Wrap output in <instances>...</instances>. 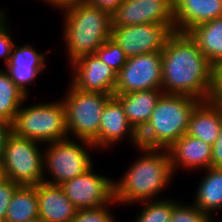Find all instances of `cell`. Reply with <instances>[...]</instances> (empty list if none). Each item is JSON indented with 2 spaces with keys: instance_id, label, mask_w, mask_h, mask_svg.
Here are the masks:
<instances>
[{
  "instance_id": "6da1fadb",
  "label": "cell",
  "mask_w": 222,
  "mask_h": 222,
  "mask_svg": "<svg viewBox=\"0 0 222 222\" xmlns=\"http://www.w3.org/2000/svg\"><path fill=\"white\" fill-rule=\"evenodd\" d=\"M164 94L212 100L216 88V68L203 55L188 33L173 31L161 51Z\"/></svg>"
},
{
  "instance_id": "7a4b0ae2",
  "label": "cell",
  "mask_w": 222,
  "mask_h": 222,
  "mask_svg": "<svg viewBox=\"0 0 222 222\" xmlns=\"http://www.w3.org/2000/svg\"><path fill=\"white\" fill-rule=\"evenodd\" d=\"M137 148L144 155L136 159L121 179L113 181L114 200L117 204L154 200L173 178L167 149Z\"/></svg>"
},
{
  "instance_id": "3957f363",
  "label": "cell",
  "mask_w": 222,
  "mask_h": 222,
  "mask_svg": "<svg viewBox=\"0 0 222 222\" xmlns=\"http://www.w3.org/2000/svg\"><path fill=\"white\" fill-rule=\"evenodd\" d=\"M64 40L69 64L96 50L112 32V14L79 2L64 8Z\"/></svg>"
},
{
  "instance_id": "277c9868",
  "label": "cell",
  "mask_w": 222,
  "mask_h": 222,
  "mask_svg": "<svg viewBox=\"0 0 222 222\" xmlns=\"http://www.w3.org/2000/svg\"><path fill=\"white\" fill-rule=\"evenodd\" d=\"M201 102L190 96L163 93L150 120L139 133V146L168 149L186 134L191 115Z\"/></svg>"
},
{
  "instance_id": "5b68a950",
  "label": "cell",
  "mask_w": 222,
  "mask_h": 222,
  "mask_svg": "<svg viewBox=\"0 0 222 222\" xmlns=\"http://www.w3.org/2000/svg\"><path fill=\"white\" fill-rule=\"evenodd\" d=\"M21 107L11 124L14 134L43 145L69 138L62 99L58 102Z\"/></svg>"
},
{
  "instance_id": "8992f818",
  "label": "cell",
  "mask_w": 222,
  "mask_h": 222,
  "mask_svg": "<svg viewBox=\"0 0 222 222\" xmlns=\"http://www.w3.org/2000/svg\"><path fill=\"white\" fill-rule=\"evenodd\" d=\"M63 97L65 106L66 128L77 140L91 142L98 149V132L101 115L107 101L113 95L101 92L83 91L72 84Z\"/></svg>"
},
{
  "instance_id": "52a82bcc",
  "label": "cell",
  "mask_w": 222,
  "mask_h": 222,
  "mask_svg": "<svg viewBox=\"0 0 222 222\" xmlns=\"http://www.w3.org/2000/svg\"><path fill=\"white\" fill-rule=\"evenodd\" d=\"M80 143L71 140L69 136V138L47 144L44 150V182L60 185L86 173L93 167L90 150L87 149H94L95 146L84 140H80ZM45 171L50 173L51 180H47Z\"/></svg>"
},
{
  "instance_id": "ba28073f",
  "label": "cell",
  "mask_w": 222,
  "mask_h": 222,
  "mask_svg": "<svg viewBox=\"0 0 222 222\" xmlns=\"http://www.w3.org/2000/svg\"><path fill=\"white\" fill-rule=\"evenodd\" d=\"M38 144L13 132L9 135L1 159L6 178L21 186H35L44 181V152Z\"/></svg>"
},
{
  "instance_id": "9c48e42d",
  "label": "cell",
  "mask_w": 222,
  "mask_h": 222,
  "mask_svg": "<svg viewBox=\"0 0 222 222\" xmlns=\"http://www.w3.org/2000/svg\"><path fill=\"white\" fill-rule=\"evenodd\" d=\"M161 52L145 53L127 58L116 74L115 94L161 89Z\"/></svg>"
},
{
  "instance_id": "30bf717a",
  "label": "cell",
  "mask_w": 222,
  "mask_h": 222,
  "mask_svg": "<svg viewBox=\"0 0 222 222\" xmlns=\"http://www.w3.org/2000/svg\"><path fill=\"white\" fill-rule=\"evenodd\" d=\"M173 31L160 23L130 26H112L111 39L124 51L127 58L153 52H161Z\"/></svg>"
},
{
  "instance_id": "8fae6325",
  "label": "cell",
  "mask_w": 222,
  "mask_h": 222,
  "mask_svg": "<svg viewBox=\"0 0 222 222\" xmlns=\"http://www.w3.org/2000/svg\"><path fill=\"white\" fill-rule=\"evenodd\" d=\"M111 178L96 174L93 167L86 173L60 184L67 198L77 209L98 208L114 204Z\"/></svg>"
},
{
  "instance_id": "7c38bea8",
  "label": "cell",
  "mask_w": 222,
  "mask_h": 222,
  "mask_svg": "<svg viewBox=\"0 0 222 222\" xmlns=\"http://www.w3.org/2000/svg\"><path fill=\"white\" fill-rule=\"evenodd\" d=\"M166 24L175 31L173 0H124L112 13V26Z\"/></svg>"
},
{
  "instance_id": "4fadbf2b",
  "label": "cell",
  "mask_w": 222,
  "mask_h": 222,
  "mask_svg": "<svg viewBox=\"0 0 222 222\" xmlns=\"http://www.w3.org/2000/svg\"><path fill=\"white\" fill-rule=\"evenodd\" d=\"M70 65L74 71L71 84L76 89L114 95L116 73L96 54L82 56Z\"/></svg>"
},
{
  "instance_id": "5bb4252c",
  "label": "cell",
  "mask_w": 222,
  "mask_h": 222,
  "mask_svg": "<svg viewBox=\"0 0 222 222\" xmlns=\"http://www.w3.org/2000/svg\"><path fill=\"white\" fill-rule=\"evenodd\" d=\"M16 44L12 47V53L5 71L15 85L28 96L27 85L33 84L36 76L45 69V56L48 55V52L38 53L29 44L23 46Z\"/></svg>"
},
{
  "instance_id": "9a60e30c",
  "label": "cell",
  "mask_w": 222,
  "mask_h": 222,
  "mask_svg": "<svg viewBox=\"0 0 222 222\" xmlns=\"http://www.w3.org/2000/svg\"><path fill=\"white\" fill-rule=\"evenodd\" d=\"M126 135L131 139L134 146H139V134L130 125L122 104L112 96L102 111L98 132V148L104 149L109 145H116L120 140L125 139Z\"/></svg>"
},
{
  "instance_id": "2e32d148",
  "label": "cell",
  "mask_w": 222,
  "mask_h": 222,
  "mask_svg": "<svg viewBox=\"0 0 222 222\" xmlns=\"http://www.w3.org/2000/svg\"><path fill=\"white\" fill-rule=\"evenodd\" d=\"M172 172L176 168L206 169L212 167V145L201 139L184 134L168 149Z\"/></svg>"
},
{
  "instance_id": "e0dca14e",
  "label": "cell",
  "mask_w": 222,
  "mask_h": 222,
  "mask_svg": "<svg viewBox=\"0 0 222 222\" xmlns=\"http://www.w3.org/2000/svg\"><path fill=\"white\" fill-rule=\"evenodd\" d=\"M39 219L43 222H72L77 208L60 185L41 182L37 185Z\"/></svg>"
},
{
  "instance_id": "ac0fdd59",
  "label": "cell",
  "mask_w": 222,
  "mask_h": 222,
  "mask_svg": "<svg viewBox=\"0 0 222 222\" xmlns=\"http://www.w3.org/2000/svg\"><path fill=\"white\" fill-rule=\"evenodd\" d=\"M175 31L187 33L193 27L222 17V0H173Z\"/></svg>"
},
{
  "instance_id": "d6986e66",
  "label": "cell",
  "mask_w": 222,
  "mask_h": 222,
  "mask_svg": "<svg viewBox=\"0 0 222 222\" xmlns=\"http://www.w3.org/2000/svg\"><path fill=\"white\" fill-rule=\"evenodd\" d=\"M162 94V89H151L113 96L122 104L130 125L139 134L150 120L156 103Z\"/></svg>"
},
{
  "instance_id": "ffe728a7",
  "label": "cell",
  "mask_w": 222,
  "mask_h": 222,
  "mask_svg": "<svg viewBox=\"0 0 222 222\" xmlns=\"http://www.w3.org/2000/svg\"><path fill=\"white\" fill-rule=\"evenodd\" d=\"M222 126V105L215 99L202 101L193 111L186 134L213 145Z\"/></svg>"
},
{
  "instance_id": "44dd1931",
  "label": "cell",
  "mask_w": 222,
  "mask_h": 222,
  "mask_svg": "<svg viewBox=\"0 0 222 222\" xmlns=\"http://www.w3.org/2000/svg\"><path fill=\"white\" fill-rule=\"evenodd\" d=\"M187 33L216 69L222 65V17L199 24Z\"/></svg>"
},
{
  "instance_id": "7402d4cb",
  "label": "cell",
  "mask_w": 222,
  "mask_h": 222,
  "mask_svg": "<svg viewBox=\"0 0 222 222\" xmlns=\"http://www.w3.org/2000/svg\"><path fill=\"white\" fill-rule=\"evenodd\" d=\"M206 170L193 204L212 218L211 212L222 209V168L209 167Z\"/></svg>"
},
{
  "instance_id": "603a6c76",
  "label": "cell",
  "mask_w": 222,
  "mask_h": 222,
  "mask_svg": "<svg viewBox=\"0 0 222 222\" xmlns=\"http://www.w3.org/2000/svg\"><path fill=\"white\" fill-rule=\"evenodd\" d=\"M36 218H39L37 185H20L11 197L4 222H24Z\"/></svg>"
},
{
  "instance_id": "cb8c5ba5",
  "label": "cell",
  "mask_w": 222,
  "mask_h": 222,
  "mask_svg": "<svg viewBox=\"0 0 222 222\" xmlns=\"http://www.w3.org/2000/svg\"><path fill=\"white\" fill-rule=\"evenodd\" d=\"M28 97L15 85L8 73L0 69V120L12 124L20 106Z\"/></svg>"
},
{
  "instance_id": "d4e9b609",
  "label": "cell",
  "mask_w": 222,
  "mask_h": 222,
  "mask_svg": "<svg viewBox=\"0 0 222 222\" xmlns=\"http://www.w3.org/2000/svg\"><path fill=\"white\" fill-rule=\"evenodd\" d=\"M143 209L134 222H170L176 202L170 199H154L142 201Z\"/></svg>"
},
{
  "instance_id": "484cf974",
  "label": "cell",
  "mask_w": 222,
  "mask_h": 222,
  "mask_svg": "<svg viewBox=\"0 0 222 222\" xmlns=\"http://www.w3.org/2000/svg\"><path fill=\"white\" fill-rule=\"evenodd\" d=\"M101 61L111 67L117 74L126 63L127 57L123 49L111 38L107 39L95 52Z\"/></svg>"
},
{
  "instance_id": "4316f807",
  "label": "cell",
  "mask_w": 222,
  "mask_h": 222,
  "mask_svg": "<svg viewBox=\"0 0 222 222\" xmlns=\"http://www.w3.org/2000/svg\"><path fill=\"white\" fill-rule=\"evenodd\" d=\"M170 222H213V218H210L192 203L191 205H184L176 201Z\"/></svg>"
},
{
  "instance_id": "83f0119b",
  "label": "cell",
  "mask_w": 222,
  "mask_h": 222,
  "mask_svg": "<svg viewBox=\"0 0 222 222\" xmlns=\"http://www.w3.org/2000/svg\"><path fill=\"white\" fill-rule=\"evenodd\" d=\"M106 204L98 208L78 209L72 222H115V218Z\"/></svg>"
},
{
  "instance_id": "f1b7e54d",
  "label": "cell",
  "mask_w": 222,
  "mask_h": 222,
  "mask_svg": "<svg viewBox=\"0 0 222 222\" xmlns=\"http://www.w3.org/2000/svg\"><path fill=\"white\" fill-rule=\"evenodd\" d=\"M7 17L4 15L0 19V57L4 58L5 65L9 62L12 47L15 44L12 35L9 34L10 30L6 22Z\"/></svg>"
},
{
  "instance_id": "f546056e",
  "label": "cell",
  "mask_w": 222,
  "mask_h": 222,
  "mask_svg": "<svg viewBox=\"0 0 222 222\" xmlns=\"http://www.w3.org/2000/svg\"><path fill=\"white\" fill-rule=\"evenodd\" d=\"M20 185L5 178L0 182V219L4 221L6 210L11 201V197Z\"/></svg>"
},
{
  "instance_id": "4dcf8cb0",
  "label": "cell",
  "mask_w": 222,
  "mask_h": 222,
  "mask_svg": "<svg viewBox=\"0 0 222 222\" xmlns=\"http://www.w3.org/2000/svg\"><path fill=\"white\" fill-rule=\"evenodd\" d=\"M124 0H84L88 5L112 14Z\"/></svg>"
},
{
  "instance_id": "1f68e13d",
  "label": "cell",
  "mask_w": 222,
  "mask_h": 222,
  "mask_svg": "<svg viewBox=\"0 0 222 222\" xmlns=\"http://www.w3.org/2000/svg\"><path fill=\"white\" fill-rule=\"evenodd\" d=\"M212 149V167L222 168V126Z\"/></svg>"
},
{
  "instance_id": "d6a6232c",
  "label": "cell",
  "mask_w": 222,
  "mask_h": 222,
  "mask_svg": "<svg viewBox=\"0 0 222 222\" xmlns=\"http://www.w3.org/2000/svg\"><path fill=\"white\" fill-rule=\"evenodd\" d=\"M11 133V124L0 120V160L2 159L3 151L6 147V141Z\"/></svg>"
},
{
  "instance_id": "836d02e7",
  "label": "cell",
  "mask_w": 222,
  "mask_h": 222,
  "mask_svg": "<svg viewBox=\"0 0 222 222\" xmlns=\"http://www.w3.org/2000/svg\"><path fill=\"white\" fill-rule=\"evenodd\" d=\"M47 2L48 4L54 6V8H60L61 10L69 7L71 5L77 4L79 2H83L84 0H42Z\"/></svg>"
},
{
  "instance_id": "e575fe53",
  "label": "cell",
  "mask_w": 222,
  "mask_h": 222,
  "mask_svg": "<svg viewBox=\"0 0 222 222\" xmlns=\"http://www.w3.org/2000/svg\"><path fill=\"white\" fill-rule=\"evenodd\" d=\"M5 174H4V168H3V164L2 161L0 160V182L5 179Z\"/></svg>"
},
{
  "instance_id": "d590c367",
  "label": "cell",
  "mask_w": 222,
  "mask_h": 222,
  "mask_svg": "<svg viewBox=\"0 0 222 222\" xmlns=\"http://www.w3.org/2000/svg\"><path fill=\"white\" fill-rule=\"evenodd\" d=\"M24 222H43V221L40 220L39 218H36V219H31V220H28V221H24Z\"/></svg>"
},
{
  "instance_id": "8d00e7d4",
  "label": "cell",
  "mask_w": 222,
  "mask_h": 222,
  "mask_svg": "<svg viewBox=\"0 0 222 222\" xmlns=\"http://www.w3.org/2000/svg\"><path fill=\"white\" fill-rule=\"evenodd\" d=\"M4 15H6V13L4 14V10H0V19H1Z\"/></svg>"
}]
</instances>
